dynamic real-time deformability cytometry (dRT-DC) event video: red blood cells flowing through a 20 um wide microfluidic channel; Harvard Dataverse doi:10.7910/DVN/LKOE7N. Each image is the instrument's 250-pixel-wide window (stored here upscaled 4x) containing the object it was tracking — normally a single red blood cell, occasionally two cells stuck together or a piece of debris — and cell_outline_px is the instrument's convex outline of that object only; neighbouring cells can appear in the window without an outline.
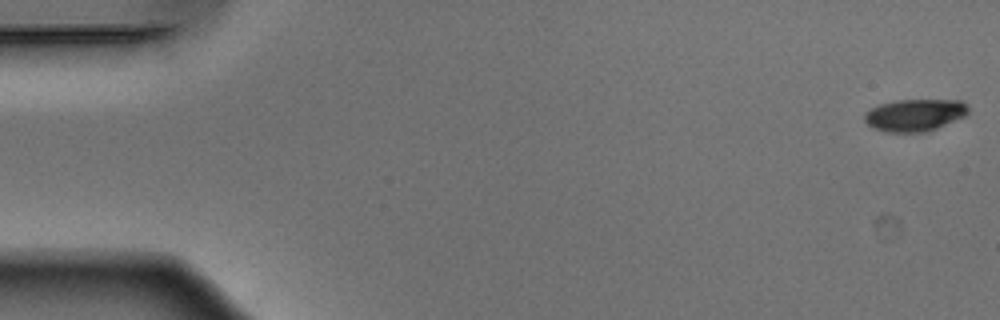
{"species": "Egyptian fruit bat (a non-hibernating species)", "species_latin": "Rousettus aegyptiacus", "temperature_condition": "warm", "stored_images_in_passage": 52, "camera_frame_rate_fps": 3000, "um_per_image_px": 0.085, "animal": {"sex": "male"}, "frame": {"image": 1, "passage_image": 1, "time_ms": 0.0, "image_size_px": [1000, 320], "cell_outline_px": [[968, 112], [964, 116], [928, 132], [884, 132], [872, 128], [864, 120], [864, 112], [880, 104], [896, 100], [960, 100], [968, 104]], "centroid_in_image_um": [77.74, 9.78], "position_along_channel_um": 7.3, "area_um2": 19.54}}
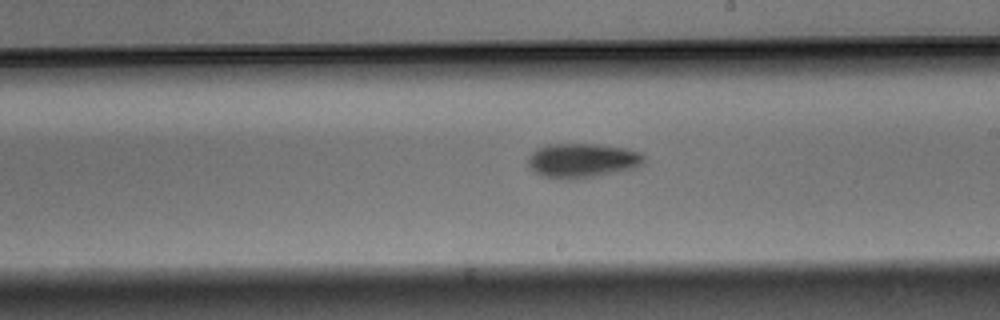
{"frame": {"image": 2, "passage_image": 30, "time_ms": 9.667, "image_size_px": [1000, 320], "cell_outline_px": [[644, 164], [636, 168], [624, 172], [600, 176], [572, 180], [568, 180], [544, 176], [528, 168], [528, 156], [532, 152], [548, 144], [600, 144], [624, 148], [640, 152], [644, 156]], "centroid_in_image_um": [49.55, 13.66], "position_along_channel_um": 239.5, "area_um2": 23.7}}
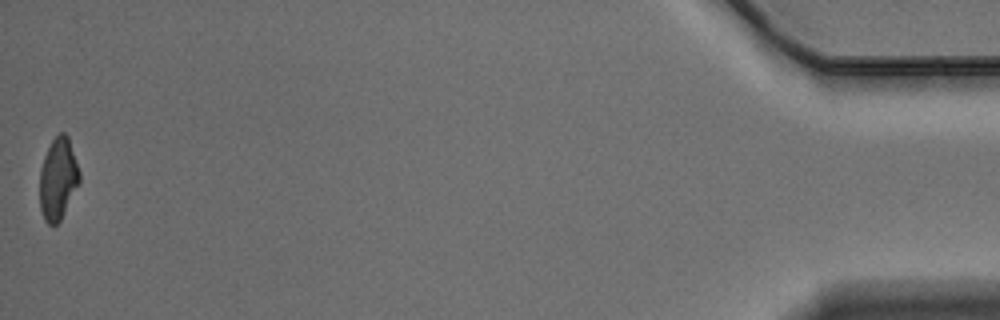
{"frame": {"image": 3, "passage_image": 52, "time_ms": 17.0, "image_size_px": [1000, 320], "cell_outline_px": [[80, 184], [60, 220], [56, 224], [48, 224], [44, 220], [40, 208], [40, 168], [44, 156], [52, 140], [60, 132], [64, 132], [68, 136], [80, 172]], "centroid_in_image_um": [4.94, 15.2], "position_along_channel_um": 430.3, "area_um2": 19.02}, "authors_computed_cell_mechanics": {"area_um2": 20.9814, "velocity_mm_per_s": 3.9066, "shape_relaxation_time_tau1_ms": 2.6882, "shape_relaxation_time_tau2_ms": null, "deformation_change_tau1": 0.1355, "deformation_change_tau2": null}}